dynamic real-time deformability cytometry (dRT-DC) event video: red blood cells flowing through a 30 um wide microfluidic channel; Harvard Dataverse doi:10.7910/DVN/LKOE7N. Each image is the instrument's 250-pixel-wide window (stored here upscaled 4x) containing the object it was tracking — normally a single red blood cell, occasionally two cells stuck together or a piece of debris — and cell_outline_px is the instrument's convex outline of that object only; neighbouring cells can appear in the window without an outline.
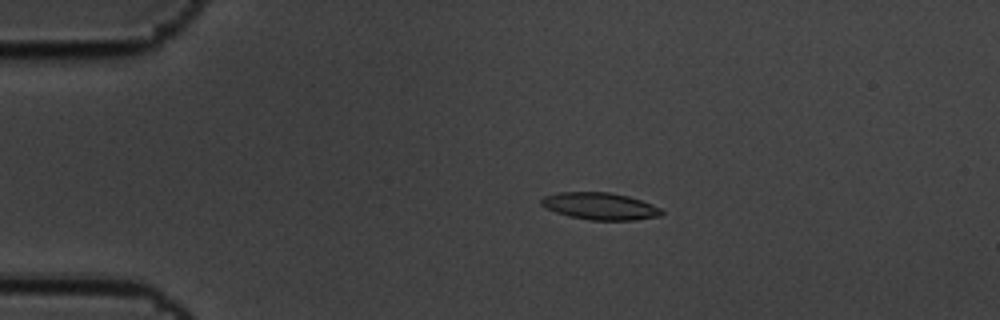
{"species": "common noctule bat (a hibernating species)", "species_latin": "Nyctalus noctula", "temperature_condition": "cold", "stored_images_in_passage": 7, "camera_frame_rate_fps": 3000, "um_per_image_px": 0.085, "animal": {"sex": "male", "body_mass_g": 19.5, "forearm_length_mm": 54.6}, "frame": {"image": 1, "passage_image": 4, "time_ms": 1.0, "image_size_px": [1000, 320], "cell_outline_px": [[664, 212], [660, 216], [636, 220], [588, 220], [568, 216], [556, 212], [540, 204], [540, 200], [544, 196], [556, 192], [608, 192], [628, 196], [652, 204], [660, 208]], "centroid_in_image_um": [51.0, 17.52], "position_along_channel_um": 34.0, "area_um2": 19.02}}
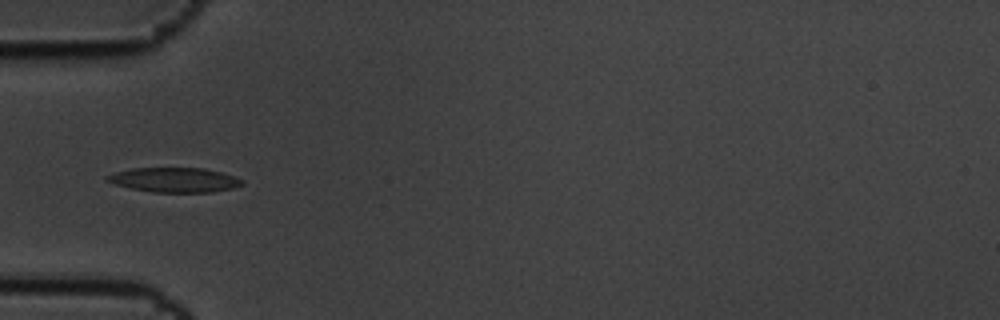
{"frame": {"image": 2, "passage_image": 6, "time_ms": 1.667, "image_size_px": [1000, 320], "cell_outline_px": [[244, 184], [232, 188], [212, 192], [152, 192], [132, 188], [116, 184], [104, 180], [104, 176], [116, 172], [132, 168], [204, 168], [236, 176], [244, 180]], "centroid_in_image_um": [14.85, 15.29], "position_along_channel_um": 70.2, "area_um2": 19.36}}
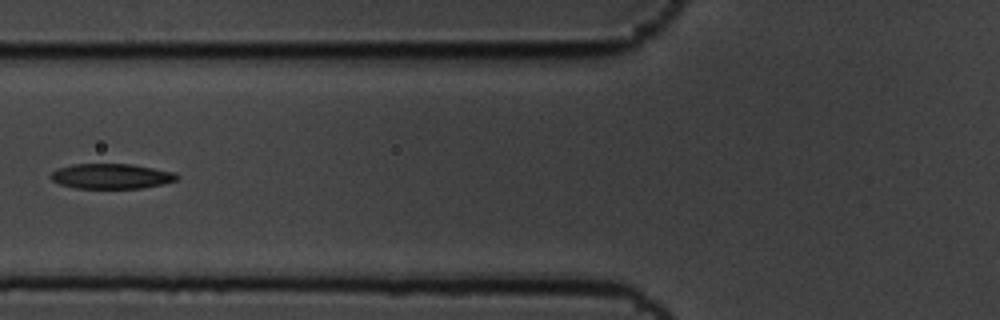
{"frame": {"image": 3, "passage_image": 7, "time_ms": 2.0, "image_size_px": [1000, 320], "cell_outline_px": [[180, 176], [176, 180], [164, 184], [140, 188], [76, 188], [60, 184], [52, 180], [48, 176], [56, 168], [72, 164], [132, 164], [176, 172]], "centroid_in_image_um": [9.46, 14.97], "position_along_channel_um": 116.3, "area_um2": 18.61}}